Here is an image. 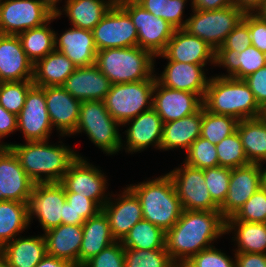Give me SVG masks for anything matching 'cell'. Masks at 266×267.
<instances>
[{
  "instance_id": "cell-1",
  "label": "cell",
  "mask_w": 266,
  "mask_h": 267,
  "mask_svg": "<svg viewBox=\"0 0 266 267\" xmlns=\"http://www.w3.org/2000/svg\"><path fill=\"white\" fill-rule=\"evenodd\" d=\"M225 233L226 219L220 211L183 210L166 232L165 248L176 265H183Z\"/></svg>"
},
{
  "instance_id": "cell-2",
  "label": "cell",
  "mask_w": 266,
  "mask_h": 267,
  "mask_svg": "<svg viewBox=\"0 0 266 267\" xmlns=\"http://www.w3.org/2000/svg\"><path fill=\"white\" fill-rule=\"evenodd\" d=\"M7 146L16 154L22 168L34 183L60 182L79 156L64 144L48 145V140L26 141V144L8 143Z\"/></svg>"
},
{
  "instance_id": "cell-3",
  "label": "cell",
  "mask_w": 266,
  "mask_h": 267,
  "mask_svg": "<svg viewBox=\"0 0 266 267\" xmlns=\"http://www.w3.org/2000/svg\"><path fill=\"white\" fill-rule=\"evenodd\" d=\"M203 107L217 115H229L238 121L262 116L253 92L243 79L212 77L203 99Z\"/></svg>"
},
{
  "instance_id": "cell-4",
  "label": "cell",
  "mask_w": 266,
  "mask_h": 267,
  "mask_svg": "<svg viewBox=\"0 0 266 267\" xmlns=\"http://www.w3.org/2000/svg\"><path fill=\"white\" fill-rule=\"evenodd\" d=\"M138 197L143 219L167 232L179 220L183 208L169 174L128 185Z\"/></svg>"
},
{
  "instance_id": "cell-5",
  "label": "cell",
  "mask_w": 266,
  "mask_h": 267,
  "mask_svg": "<svg viewBox=\"0 0 266 267\" xmlns=\"http://www.w3.org/2000/svg\"><path fill=\"white\" fill-rule=\"evenodd\" d=\"M154 56L139 46L97 52L95 65L112 84L138 82L154 75Z\"/></svg>"
},
{
  "instance_id": "cell-6",
  "label": "cell",
  "mask_w": 266,
  "mask_h": 267,
  "mask_svg": "<svg viewBox=\"0 0 266 267\" xmlns=\"http://www.w3.org/2000/svg\"><path fill=\"white\" fill-rule=\"evenodd\" d=\"M120 126L107 111L104 101H82L73 135L83 131L93 144L113 155L123 149V140L118 129Z\"/></svg>"
},
{
  "instance_id": "cell-7",
  "label": "cell",
  "mask_w": 266,
  "mask_h": 267,
  "mask_svg": "<svg viewBox=\"0 0 266 267\" xmlns=\"http://www.w3.org/2000/svg\"><path fill=\"white\" fill-rule=\"evenodd\" d=\"M155 82L156 74L150 79L138 82L112 84L103 100L107 111L122 125L140 113L150 110L153 108Z\"/></svg>"
},
{
  "instance_id": "cell-8",
  "label": "cell",
  "mask_w": 266,
  "mask_h": 267,
  "mask_svg": "<svg viewBox=\"0 0 266 267\" xmlns=\"http://www.w3.org/2000/svg\"><path fill=\"white\" fill-rule=\"evenodd\" d=\"M192 10L194 14L185 20L183 30L204 40L215 51L223 45L226 37L245 15L234 4L213 11Z\"/></svg>"
},
{
  "instance_id": "cell-9",
  "label": "cell",
  "mask_w": 266,
  "mask_h": 267,
  "mask_svg": "<svg viewBox=\"0 0 266 267\" xmlns=\"http://www.w3.org/2000/svg\"><path fill=\"white\" fill-rule=\"evenodd\" d=\"M130 16L138 35V46L154 57L162 54L175 28L162 18L155 17L135 0L117 2Z\"/></svg>"
},
{
  "instance_id": "cell-10",
  "label": "cell",
  "mask_w": 266,
  "mask_h": 267,
  "mask_svg": "<svg viewBox=\"0 0 266 267\" xmlns=\"http://www.w3.org/2000/svg\"><path fill=\"white\" fill-rule=\"evenodd\" d=\"M54 15L42 0H4L0 3V34L18 35L45 24Z\"/></svg>"
},
{
  "instance_id": "cell-11",
  "label": "cell",
  "mask_w": 266,
  "mask_h": 267,
  "mask_svg": "<svg viewBox=\"0 0 266 267\" xmlns=\"http://www.w3.org/2000/svg\"><path fill=\"white\" fill-rule=\"evenodd\" d=\"M92 32L98 51L138 46L135 25L129 14L118 3H114Z\"/></svg>"
},
{
  "instance_id": "cell-12",
  "label": "cell",
  "mask_w": 266,
  "mask_h": 267,
  "mask_svg": "<svg viewBox=\"0 0 266 267\" xmlns=\"http://www.w3.org/2000/svg\"><path fill=\"white\" fill-rule=\"evenodd\" d=\"M183 210L219 211L205 183L203 169L183 164L170 171Z\"/></svg>"
},
{
  "instance_id": "cell-13",
  "label": "cell",
  "mask_w": 266,
  "mask_h": 267,
  "mask_svg": "<svg viewBox=\"0 0 266 267\" xmlns=\"http://www.w3.org/2000/svg\"><path fill=\"white\" fill-rule=\"evenodd\" d=\"M65 189L60 182L35 183L28 202L29 221L36 216L44 232L62 224Z\"/></svg>"
},
{
  "instance_id": "cell-14",
  "label": "cell",
  "mask_w": 266,
  "mask_h": 267,
  "mask_svg": "<svg viewBox=\"0 0 266 267\" xmlns=\"http://www.w3.org/2000/svg\"><path fill=\"white\" fill-rule=\"evenodd\" d=\"M101 172L79 155L70 165L60 183L63 185L65 192L78 193L92 199L102 208L109 198L105 194L107 180L104 173Z\"/></svg>"
},
{
  "instance_id": "cell-15",
  "label": "cell",
  "mask_w": 266,
  "mask_h": 267,
  "mask_svg": "<svg viewBox=\"0 0 266 267\" xmlns=\"http://www.w3.org/2000/svg\"><path fill=\"white\" fill-rule=\"evenodd\" d=\"M17 120V130L22 131L26 141L48 140L53 127L46 106L44 87L34 85L28 91Z\"/></svg>"
},
{
  "instance_id": "cell-16",
  "label": "cell",
  "mask_w": 266,
  "mask_h": 267,
  "mask_svg": "<svg viewBox=\"0 0 266 267\" xmlns=\"http://www.w3.org/2000/svg\"><path fill=\"white\" fill-rule=\"evenodd\" d=\"M34 182L9 146H0V201L28 203Z\"/></svg>"
},
{
  "instance_id": "cell-17",
  "label": "cell",
  "mask_w": 266,
  "mask_h": 267,
  "mask_svg": "<svg viewBox=\"0 0 266 267\" xmlns=\"http://www.w3.org/2000/svg\"><path fill=\"white\" fill-rule=\"evenodd\" d=\"M262 164H248L232 169L228 193L219 207L227 219L234 216L244 203L261 188Z\"/></svg>"
},
{
  "instance_id": "cell-18",
  "label": "cell",
  "mask_w": 266,
  "mask_h": 267,
  "mask_svg": "<svg viewBox=\"0 0 266 267\" xmlns=\"http://www.w3.org/2000/svg\"><path fill=\"white\" fill-rule=\"evenodd\" d=\"M153 94V109L163 123L189 116L203 106V99L198 94L167 88L157 80Z\"/></svg>"
},
{
  "instance_id": "cell-19",
  "label": "cell",
  "mask_w": 266,
  "mask_h": 267,
  "mask_svg": "<svg viewBox=\"0 0 266 267\" xmlns=\"http://www.w3.org/2000/svg\"><path fill=\"white\" fill-rule=\"evenodd\" d=\"M44 95L52 127L56 126L60 136L73 135L79 120L81 101L62 86L44 87Z\"/></svg>"
},
{
  "instance_id": "cell-20",
  "label": "cell",
  "mask_w": 266,
  "mask_h": 267,
  "mask_svg": "<svg viewBox=\"0 0 266 267\" xmlns=\"http://www.w3.org/2000/svg\"><path fill=\"white\" fill-rule=\"evenodd\" d=\"M123 191L122 195L115 199V203L109 195V200L101 208L116 241H121L130 229L143 219L141 204L136 194L129 187Z\"/></svg>"
},
{
  "instance_id": "cell-21",
  "label": "cell",
  "mask_w": 266,
  "mask_h": 267,
  "mask_svg": "<svg viewBox=\"0 0 266 267\" xmlns=\"http://www.w3.org/2000/svg\"><path fill=\"white\" fill-rule=\"evenodd\" d=\"M158 56L168 61L200 65H206L208 61L215 64V50L204 40L183 29H175L165 51Z\"/></svg>"
},
{
  "instance_id": "cell-22",
  "label": "cell",
  "mask_w": 266,
  "mask_h": 267,
  "mask_svg": "<svg viewBox=\"0 0 266 267\" xmlns=\"http://www.w3.org/2000/svg\"><path fill=\"white\" fill-rule=\"evenodd\" d=\"M34 64L22 48L18 35L0 34V81L33 80Z\"/></svg>"
},
{
  "instance_id": "cell-23",
  "label": "cell",
  "mask_w": 266,
  "mask_h": 267,
  "mask_svg": "<svg viewBox=\"0 0 266 267\" xmlns=\"http://www.w3.org/2000/svg\"><path fill=\"white\" fill-rule=\"evenodd\" d=\"M206 65L168 61L164 71L156 80L170 89L192 92L204 99L210 78L206 77Z\"/></svg>"
},
{
  "instance_id": "cell-24",
  "label": "cell",
  "mask_w": 266,
  "mask_h": 267,
  "mask_svg": "<svg viewBox=\"0 0 266 267\" xmlns=\"http://www.w3.org/2000/svg\"><path fill=\"white\" fill-rule=\"evenodd\" d=\"M112 83L94 64L76 67L62 87L75 99L82 101H103Z\"/></svg>"
},
{
  "instance_id": "cell-25",
  "label": "cell",
  "mask_w": 266,
  "mask_h": 267,
  "mask_svg": "<svg viewBox=\"0 0 266 267\" xmlns=\"http://www.w3.org/2000/svg\"><path fill=\"white\" fill-rule=\"evenodd\" d=\"M125 124L131 125L125 130L127 140L124 149L127 150L126 152H141L149 145H154L156 146L155 148L160 149L163 122L153 108L140 113L122 125L125 126Z\"/></svg>"
},
{
  "instance_id": "cell-26",
  "label": "cell",
  "mask_w": 266,
  "mask_h": 267,
  "mask_svg": "<svg viewBox=\"0 0 266 267\" xmlns=\"http://www.w3.org/2000/svg\"><path fill=\"white\" fill-rule=\"evenodd\" d=\"M55 32V50L62 52L76 67L94 65L98 52L91 30L73 27L61 36Z\"/></svg>"
},
{
  "instance_id": "cell-27",
  "label": "cell",
  "mask_w": 266,
  "mask_h": 267,
  "mask_svg": "<svg viewBox=\"0 0 266 267\" xmlns=\"http://www.w3.org/2000/svg\"><path fill=\"white\" fill-rule=\"evenodd\" d=\"M43 236L47 255L69 261L75 267H79L82 225L60 224L44 232Z\"/></svg>"
},
{
  "instance_id": "cell-28",
  "label": "cell",
  "mask_w": 266,
  "mask_h": 267,
  "mask_svg": "<svg viewBox=\"0 0 266 267\" xmlns=\"http://www.w3.org/2000/svg\"><path fill=\"white\" fill-rule=\"evenodd\" d=\"M223 66L228 74L219 77L244 79L266 65V54L254 46L237 53L235 50H216L215 65Z\"/></svg>"
},
{
  "instance_id": "cell-29",
  "label": "cell",
  "mask_w": 266,
  "mask_h": 267,
  "mask_svg": "<svg viewBox=\"0 0 266 267\" xmlns=\"http://www.w3.org/2000/svg\"><path fill=\"white\" fill-rule=\"evenodd\" d=\"M83 239L79 252V267L99 254L104 248L116 242L110 229L108 219L100 210L95 216L82 224Z\"/></svg>"
},
{
  "instance_id": "cell-30",
  "label": "cell",
  "mask_w": 266,
  "mask_h": 267,
  "mask_svg": "<svg viewBox=\"0 0 266 267\" xmlns=\"http://www.w3.org/2000/svg\"><path fill=\"white\" fill-rule=\"evenodd\" d=\"M10 267H35L46 256L44 236L14 238L0 249Z\"/></svg>"
},
{
  "instance_id": "cell-31",
  "label": "cell",
  "mask_w": 266,
  "mask_h": 267,
  "mask_svg": "<svg viewBox=\"0 0 266 267\" xmlns=\"http://www.w3.org/2000/svg\"><path fill=\"white\" fill-rule=\"evenodd\" d=\"M202 107L189 116L179 120L163 123L160 150L174 148L189 149L190 145L201 135Z\"/></svg>"
},
{
  "instance_id": "cell-32",
  "label": "cell",
  "mask_w": 266,
  "mask_h": 267,
  "mask_svg": "<svg viewBox=\"0 0 266 267\" xmlns=\"http://www.w3.org/2000/svg\"><path fill=\"white\" fill-rule=\"evenodd\" d=\"M75 69L68 57L54 49L34 64L33 84L38 87L62 86Z\"/></svg>"
},
{
  "instance_id": "cell-33",
  "label": "cell",
  "mask_w": 266,
  "mask_h": 267,
  "mask_svg": "<svg viewBox=\"0 0 266 267\" xmlns=\"http://www.w3.org/2000/svg\"><path fill=\"white\" fill-rule=\"evenodd\" d=\"M236 130L249 163H263L266 160V120L262 116L239 120Z\"/></svg>"
},
{
  "instance_id": "cell-34",
  "label": "cell",
  "mask_w": 266,
  "mask_h": 267,
  "mask_svg": "<svg viewBox=\"0 0 266 267\" xmlns=\"http://www.w3.org/2000/svg\"><path fill=\"white\" fill-rule=\"evenodd\" d=\"M236 235L235 252L266 254V223H252L237 221L233 216L226 219V234Z\"/></svg>"
},
{
  "instance_id": "cell-35",
  "label": "cell",
  "mask_w": 266,
  "mask_h": 267,
  "mask_svg": "<svg viewBox=\"0 0 266 267\" xmlns=\"http://www.w3.org/2000/svg\"><path fill=\"white\" fill-rule=\"evenodd\" d=\"M65 11L73 27L93 30L114 5L112 0H69Z\"/></svg>"
},
{
  "instance_id": "cell-36",
  "label": "cell",
  "mask_w": 266,
  "mask_h": 267,
  "mask_svg": "<svg viewBox=\"0 0 266 267\" xmlns=\"http://www.w3.org/2000/svg\"><path fill=\"white\" fill-rule=\"evenodd\" d=\"M29 224L28 203L0 201V249L29 227Z\"/></svg>"
},
{
  "instance_id": "cell-37",
  "label": "cell",
  "mask_w": 266,
  "mask_h": 267,
  "mask_svg": "<svg viewBox=\"0 0 266 267\" xmlns=\"http://www.w3.org/2000/svg\"><path fill=\"white\" fill-rule=\"evenodd\" d=\"M56 18L54 15L45 24L18 34L22 48L33 64L55 49V31L48 25Z\"/></svg>"
},
{
  "instance_id": "cell-38",
  "label": "cell",
  "mask_w": 266,
  "mask_h": 267,
  "mask_svg": "<svg viewBox=\"0 0 266 267\" xmlns=\"http://www.w3.org/2000/svg\"><path fill=\"white\" fill-rule=\"evenodd\" d=\"M165 237L166 232L161 228L148 220L142 219L130 229L120 242L124 248L163 249L165 248Z\"/></svg>"
},
{
  "instance_id": "cell-39",
  "label": "cell",
  "mask_w": 266,
  "mask_h": 267,
  "mask_svg": "<svg viewBox=\"0 0 266 267\" xmlns=\"http://www.w3.org/2000/svg\"><path fill=\"white\" fill-rule=\"evenodd\" d=\"M238 120L229 115H217L202 106V123L200 137L214 145L233 134L237 129Z\"/></svg>"
},
{
  "instance_id": "cell-40",
  "label": "cell",
  "mask_w": 266,
  "mask_h": 267,
  "mask_svg": "<svg viewBox=\"0 0 266 267\" xmlns=\"http://www.w3.org/2000/svg\"><path fill=\"white\" fill-rule=\"evenodd\" d=\"M65 195L62 224L82 225L101 210L92 199L78 193L65 192Z\"/></svg>"
},
{
  "instance_id": "cell-41",
  "label": "cell",
  "mask_w": 266,
  "mask_h": 267,
  "mask_svg": "<svg viewBox=\"0 0 266 267\" xmlns=\"http://www.w3.org/2000/svg\"><path fill=\"white\" fill-rule=\"evenodd\" d=\"M140 6L157 18H162L175 29H183L182 19L187 0H135Z\"/></svg>"
},
{
  "instance_id": "cell-42",
  "label": "cell",
  "mask_w": 266,
  "mask_h": 267,
  "mask_svg": "<svg viewBox=\"0 0 266 267\" xmlns=\"http://www.w3.org/2000/svg\"><path fill=\"white\" fill-rule=\"evenodd\" d=\"M125 267H174L166 248L141 250L125 248Z\"/></svg>"
},
{
  "instance_id": "cell-43",
  "label": "cell",
  "mask_w": 266,
  "mask_h": 267,
  "mask_svg": "<svg viewBox=\"0 0 266 267\" xmlns=\"http://www.w3.org/2000/svg\"><path fill=\"white\" fill-rule=\"evenodd\" d=\"M219 166L234 169L249 163L243 150L241 138L236 130L216 145Z\"/></svg>"
},
{
  "instance_id": "cell-44",
  "label": "cell",
  "mask_w": 266,
  "mask_h": 267,
  "mask_svg": "<svg viewBox=\"0 0 266 267\" xmlns=\"http://www.w3.org/2000/svg\"><path fill=\"white\" fill-rule=\"evenodd\" d=\"M33 86V80L2 82L0 105L8 112L18 115L24 107L28 91Z\"/></svg>"
},
{
  "instance_id": "cell-45",
  "label": "cell",
  "mask_w": 266,
  "mask_h": 267,
  "mask_svg": "<svg viewBox=\"0 0 266 267\" xmlns=\"http://www.w3.org/2000/svg\"><path fill=\"white\" fill-rule=\"evenodd\" d=\"M186 152L184 163L188 166L197 169L219 166L216 145L202 137H198Z\"/></svg>"
},
{
  "instance_id": "cell-46",
  "label": "cell",
  "mask_w": 266,
  "mask_h": 267,
  "mask_svg": "<svg viewBox=\"0 0 266 267\" xmlns=\"http://www.w3.org/2000/svg\"><path fill=\"white\" fill-rule=\"evenodd\" d=\"M203 172L211 198L220 207L228 193L232 169L217 166L205 168Z\"/></svg>"
},
{
  "instance_id": "cell-47",
  "label": "cell",
  "mask_w": 266,
  "mask_h": 267,
  "mask_svg": "<svg viewBox=\"0 0 266 267\" xmlns=\"http://www.w3.org/2000/svg\"><path fill=\"white\" fill-rule=\"evenodd\" d=\"M237 221L266 223V192L261 187L233 216Z\"/></svg>"
},
{
  "instance_id": "cell-48",
  "label": "cell",
  "mask_w": 266,
  "mask_h": 267,
  "mask_svg": "<svg viewBox=\"0 0 266 267\" xmlns=\"http://www.w3.org/2000/svg\"><path fill=\"white\" fill-rule=\"evenodd\" d=\"M204 249L193 255L183 265L186 267H235V260L231 259L219 249L214 248Z\"/></svg>"
},
{
  "instance_id": "cell-49",
  "label": "cell",
  "mask_w": 266,
  "mask_h": 267,
  "mask_svg": "<svg viewBox=\"0 0 266 267\" xmlns=\"http://www.w3.org/2000/svg\"><path fill=\"white\" fill-rule=\"evenodd\" d=\"M125 248L116 241L88 260L82 267H125Z\"/></svg>"
},
{
  "instance_id": "cell-50",
  "label": "cell",
  "mask_w": 266,
  "mask_h": 267,
  "mask_svg": "<svg viewBox=\"0 0 266 267\" xmlns=\"http://www.w3.org/2000/svg\"><path fill=\"white\" fill-rule=\"evenodd\" d=\"M251 45L249 32V13H245L240 23L226 37L223 45L217 50H235L237 53H240Z\"/></svg>"
},
{
  "instance_id": "cell-51",
  "label": "cell",
  "mask_w": 266,
  "mask_h": 267,
  "mask_svg": "<svg viewBox=\"0 0 266 267\" xmlns=\"http://www.w3.org/2000/svg\"><path fill=\"white\" fill-rule=\"evenodd\" d=\"M251 44L266 54V20L258 13H249Z\"/></svg>"
},
{
  "instance_id": "cell-52",
  "label": "cell",
  "mask_w": 266,
  "mask_h": 267,
  "mask_svg": "<svg viewBox=\"0 0 266 267\" xmlns=\"http://www.w3.org/2000/svg\"><path fill=\"white\" fill-rule=\"evenodd\" d=\"M243 80L253 92L258 105L264 109L266 107V65Z\"/></svg>"
},
{
  "instance_id": "cell-53",
  "label": "cell",
  "mask_w": 266,
  "mask_h": 267,
  "mask_svg": "<svg viewBox=\"0 0 266 267\" xmlns=\"http://www.w3.org/2000/svg\"><path fill=\"white\" fill-rule=\"evenodd\" d=\"M235 267H266V254L235 252Z\"/></svg>"
},
{
  "instance_id": "cell-54",
  "label": "cell",
  "mask_w": 266,
  "mask_h": 267,
  "mask_svg": "<svg viewBox=\"0 0 266 267\" xmlns=\"http://www.w3.org/2000/svg\"><path fill=\"white\" fill-rule=\"evenodd\" d=\"M17 115L8 112L0 105V139L17 130ZM0 146H7V143H0Z\"/></svg>"
},
{
  "instance_id": "cell-55",
  "label": "cell",
  "mask_w": 266,
  "mask_h": 267,
  "mask_svg": "<svg viewBox=\"0 0 266 267\" xmlns=\"http://www.w3.org/2000/svg\"><path fill=\"white\" fill-rule=\"evenodd\" d=\"M192 8L195 10L213 11L229 7L233 0H191Z\"/></svg>"
},
{
  "instance_id": "cell-56",
  "label": "cell",
  "mask_w": 266,
  "mask_h": 267,
  "mask_svg": "<svg viewBox=\"0 0 266 267\" xmlns=\"http://www.w3.org/2000/svg\"><path fill=\"white\" fill-rule=\"evenodd\" d=\"M265 0H233V4L244 13H257Z\"/></svg>"
},
{
  "instance_id": "cell-57",
  "label": "cell",
  "mask_w": 266,
  "mask_h": 267,
  "mask_svg": "<svg viewBox=\"0 0 266 267\" xmlns=\"http://www.w3.org/2000/svg\"><path fill=\"white\" fill-rule=\"evenodd\" d=\"M35 267H75L69 261L52 257L46 254V256Z\"/></svg>"
},
{
  "instance_id": "cell-58",
  "label": "cell",
  "mask_w": 266,
  "mask_h": 267,
  "mask_svg": "<svg viewBox=\"0 0 266 267\" xmlns=\"http://www.w3.org/2000/svg\"><path fill=\"white\" fill-rule=\"evenodd\" d=\"M50 9L51 11L55 14L56 17H60V15H62L61 9H58L57 3H59V0H42ZM69 0H67L66 2H68Z\"/></svg>"
},
{
  "instance_id": "cell-59",
  "label": "cell",
  "mask_w": 266,
  "mask_h": 267,
  "mask_svg": "<svg viewBox=\"0 0 266 267\" xmlns=\"http://www.w3.org/2000/svg\"><path fill=\"white\" fill-rule=\"evenodd\" d=\"M262 173H261V187L264 189L266 192V169L262 168Z\"/></svg>"
},
{
  "instance_id": "cell-60",
  "label": "cell",
  "mask_w": 266,
  "mask_h": 267,
  "mask_svg": "<svg viewBox=\"0 0 266 267\" xmlns=\"http://www.w3.org/2000/svg\"><path fill=\"white\" fill-rule=\"evenodd\" d=\"M257 13L266 20V0Z\"/></svg>"
},
{
  "instance_id": "cell-61",
  "label": "cell",
  "mask_w": 266,
  "mask_h": 267,
  "mask_svg": "<svg viewBox=\"0 0 266 267\" xmlns=\"http://www.w3.org/2000/svg\"><path fill=\"white\" fill-rule=\"evenodd\" d=\"M0 267H10L1 256H0Z\"/></svg>"
},
{
  "instance_id": "cell-62",
  "label": "cell",
  "mask_w": 266,
  "mask_h": 267,
  "mask_svg": "<svg viewBox=\"0 0 266 267\" xmlns=\"http://www.w3.org/2000/svg\"><path fill=\"white\" fill-rule=\"evenodd\" d=\"M262 117L266 120V107L263 109Z\"/></svg>"
},
{
  "instance_id": "cell-63",
  "label": "cell",
  "mask_w": 266,
  "mask_h": 267,
  "mask_svg": "<svg viewBox=\"0 0 266 267\" xmlns=\"http://www.w3.org/2000/svg\"><path fill=\"white\" fill-rule=\"evenodd\" d=\"M174 267H186L185 265H175Z\"/></svg>"
}]
</instances>
